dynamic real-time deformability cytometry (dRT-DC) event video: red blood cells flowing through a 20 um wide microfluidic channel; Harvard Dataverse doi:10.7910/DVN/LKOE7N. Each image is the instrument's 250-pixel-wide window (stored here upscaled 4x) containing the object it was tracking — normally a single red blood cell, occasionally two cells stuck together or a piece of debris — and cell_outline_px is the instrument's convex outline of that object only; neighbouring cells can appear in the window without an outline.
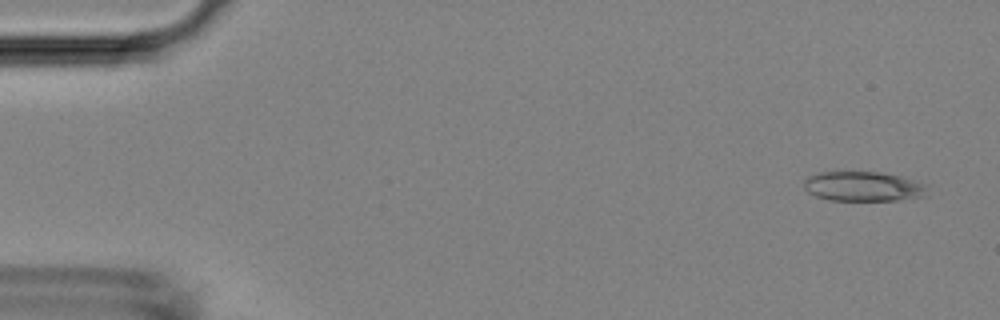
{"species": "Egyptian fruit bat (a non-hibernating species)", "species_latin": "Rousettus aegyptiacus", "temperature_condition": "room temperature", "stored_images_in_passage": 6, "camera_frame_rate_fps": 3000, "um_per_image_px": 0.085, "animal": {"sex": "female"}, "frame": {"image": 1, "passage_image": 1, "time_ms": 0.0, "image_size_px": [1000, 320], "cell_outline_px": [[928, 196], [896, 200], [828, 200], [816, 196], [808, 192], [804, 188], [804, 180], [808, 176], [816, 172], [880, 172], [900, 176], [928, 184]], "centroid_in_image_um": [73.41, 15.84], "position_along_channel_um": 11.6, "area_um2": 21.62}}
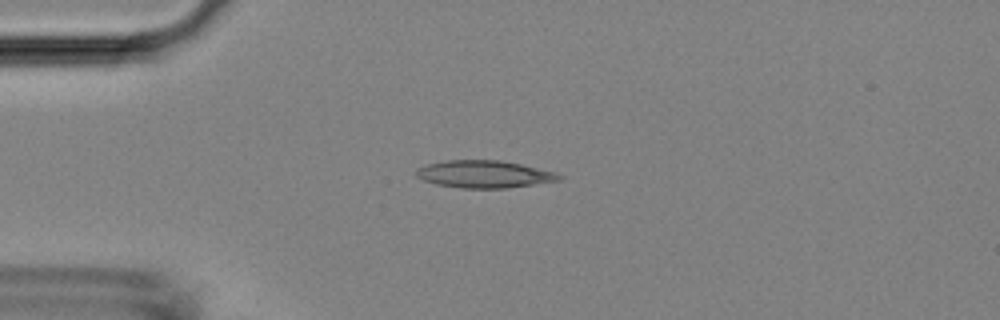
{"frame": {"image": 2, "passage_image": 4, "time_ms": 3.333, "image_size_px": [1000, 320], "cell_outline_px": [[564, 176], [560, 180], [508, 188], [460, 188], [436, 184], [424, 180], [416, 176], [416, 168], [428, 164], [448, 160], [500, 160], [520, 164], [556, 172]], "centroid_in_image_um": [41.16, 14.8], "position_along_channel_um": 43.8, "area_um2": 22.72}}